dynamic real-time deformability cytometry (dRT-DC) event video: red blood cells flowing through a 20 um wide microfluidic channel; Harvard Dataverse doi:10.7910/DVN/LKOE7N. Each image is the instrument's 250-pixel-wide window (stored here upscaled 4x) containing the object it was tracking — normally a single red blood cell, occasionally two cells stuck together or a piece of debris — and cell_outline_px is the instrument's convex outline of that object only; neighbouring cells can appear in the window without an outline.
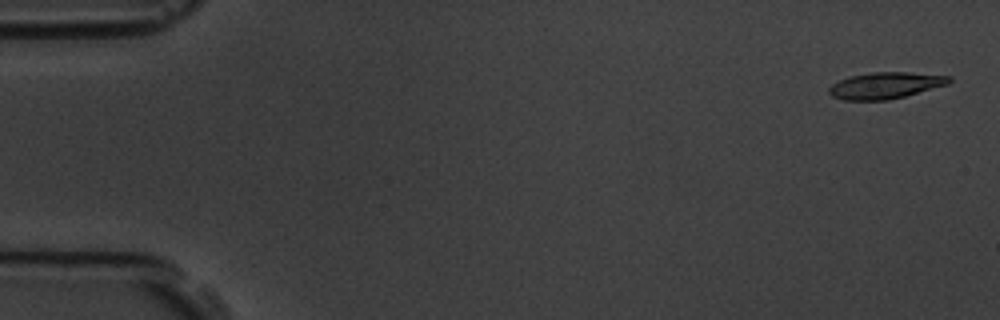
{"species": "common noctule bat (a hibernating species)", "species_latin": "Nyctalus noctula", "temperature_condition": "room temperature", "stored_images_in_passage": 6, "camera_frame_rate_fps": 3000, "um_per_image_px": 0.085, "animal": {"sex": "male", "body_mass_g": 19.5, "forearm_length_mm": 54.6}, "frame": {"image": 1, "passage_image": 1, "time_ms": 0.0, "image_size_px": [1000, 320], "cell_outline_px": [[952, 80], [948, 84], [904, 96], [888, 100], [844, 100], [832, 96], [828, 92], [828, 88], [832, 84], [840, 80], [852, 76], [872, 72], [908, 72], [952, 76]], "centroid_in_image_um": [75.26, 7.26], "position_along_channel_um": 9.7, "area_um2": 18.38}}
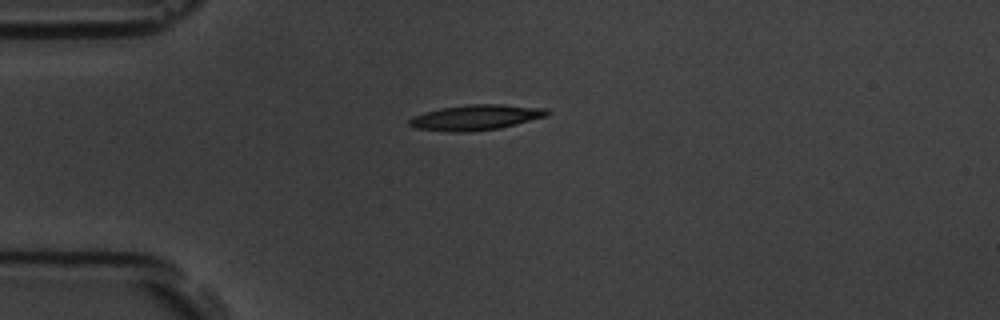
{"frame": {"image": 2, "passage_image": 4, "time_ms": 4.0, "image_size_px": [1000, 320], "cell_outline_px": [[552, 112], [548, 116], [500, 128], [464, 132], [452, 132], [416, 128], [408, 124], [408, 120], [412, 116], [424, 112], [440, 108], [468, 104], [500, 104], [544, 108]], "centroid_in_image_um": [40.44, 9.97], "position_along_channel_um": 44.6, "area_um2": 20.4}}
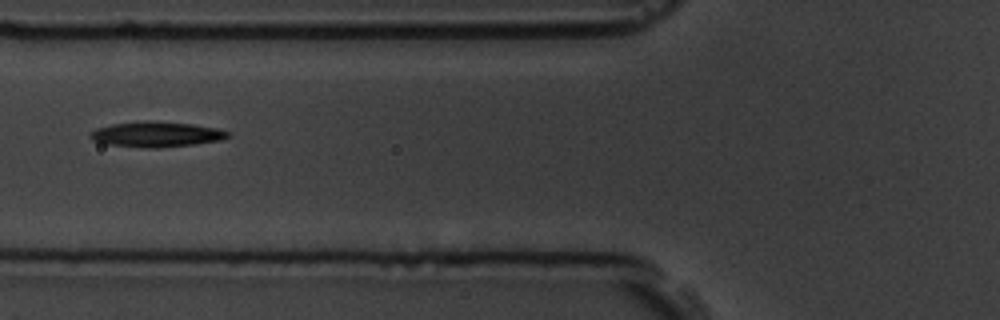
{"frame": {"image": 3, "passage_image": 6, "time_ms": 6.333, "image_size_px": [1000, 320], "cell_outline_px": [[232, 132], [228, 136], [220, 140], [196, 144], [156, 148], [144, 148], [108, 144], [92, 140], [88, 136], [96, 128], [112, 124], [148, 120], [192, 124], [216, 128]], "centroid_in_image_um": [13.29, 11.41], "position_along_channel_um": 112.5, "area_um2": 20.29}}